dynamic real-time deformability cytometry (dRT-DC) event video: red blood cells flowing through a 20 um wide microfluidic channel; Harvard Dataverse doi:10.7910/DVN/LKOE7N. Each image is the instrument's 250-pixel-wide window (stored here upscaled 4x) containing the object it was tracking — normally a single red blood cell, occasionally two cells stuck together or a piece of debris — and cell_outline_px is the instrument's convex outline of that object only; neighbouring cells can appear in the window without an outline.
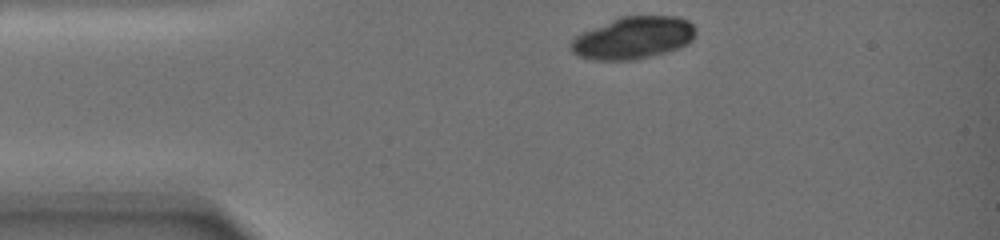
{"species": "common noctule bat (a hibernating species)", "species_latin": "Nyctalus noctula", "temperature_condition": "warm", "stored_images_in_passage": 16, "camera_frame_rate_fps": 3000, "um_per_image_px": 0.085, "animal": {"sex": "female", "body_mass_g": 19.0, "forearm_length_mm": 51.5}, "frame": {"image": 1, "passage_image": 1, "time_ms": 0.0, "image_size_px": [1000, 240], "cell_outline_px": [[696, 36], [688, 44], [680, 48], [668, 52], [636, 60], [592, 60], [576, 56], [568, 48], [568, 44], [576, 36], [584, 32], [620, 16], [676, 16], [688, 20], [696, 28]], "centroid_in_image_um": [53.84, 3.24], "position_along_channel_um": 31.2, "area_um2": 31.1}}